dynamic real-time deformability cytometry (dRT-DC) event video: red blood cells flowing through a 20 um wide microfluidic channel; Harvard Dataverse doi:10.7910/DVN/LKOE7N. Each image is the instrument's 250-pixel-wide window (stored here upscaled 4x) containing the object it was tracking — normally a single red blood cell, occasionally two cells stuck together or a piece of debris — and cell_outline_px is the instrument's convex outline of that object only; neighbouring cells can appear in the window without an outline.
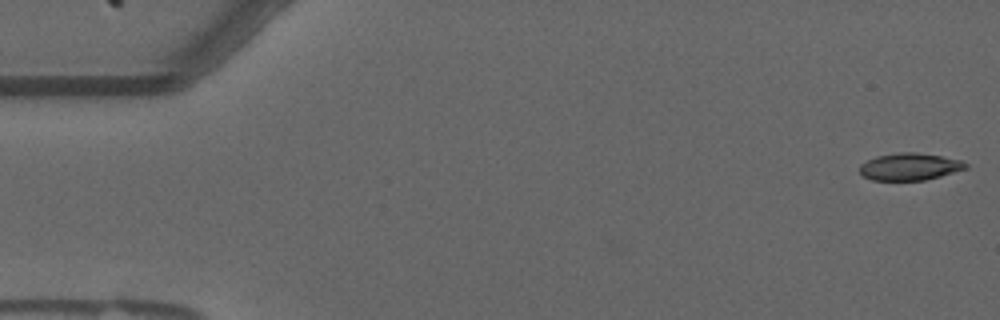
{"species": "common noctule bat (a hibernating species)", "species_latin": "Nyctalus noctula", "temperature_condition": "warm", "stored_images_in_passage": 17, "camera_frame_rate_fps": 3000, "um_per_image_px": 0.085, "animal": {"sex": "male", "forearm_length_mm": 52.5}, "frame": {"image": 1, "passage_image": 1, "time_ms": 0.0, "image_size_px": [1000, 320], "cell_outline_px": [[968, 168], [940, 176], [924, 180], [872, 180], [864, 176], [860, 172], [860, 164], [876, 156], [900, 152], [916, 152], [940, 156], [960, 160], [968, 164]], "centroid_in_image_um": [77.32, 14.16], "position_along_channel_um": 7.7, "area_um2": 16.65}}
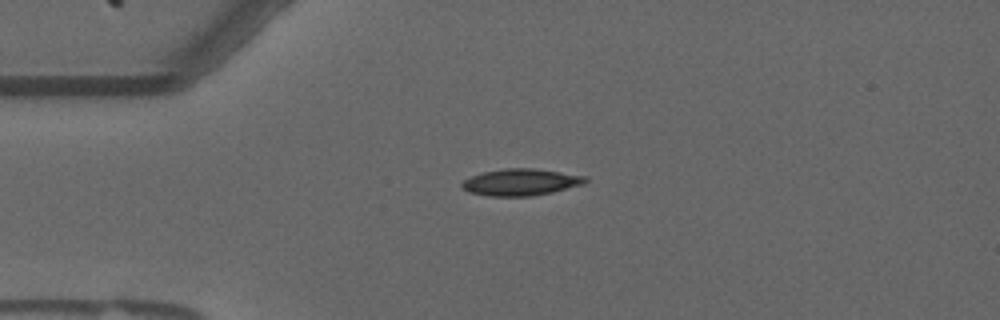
{"frame": {"image": 2, "passage_image": 13, "time_ms": 4.0, "image_size_px": [1000, 320], "cell_outline_px": [[588, 180], [584, 184], [552, 192], [532, 196], [488, 196], [468, 192], [460, 184], [464, 180], [472, 176], [484, 172], [508, 168], [532, 168], [588, 176]], "centroid_in_image_um": [44.29, 15.49], "position_along_channel_um": 40.7, "area_um2": 19.13}}